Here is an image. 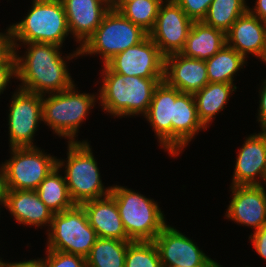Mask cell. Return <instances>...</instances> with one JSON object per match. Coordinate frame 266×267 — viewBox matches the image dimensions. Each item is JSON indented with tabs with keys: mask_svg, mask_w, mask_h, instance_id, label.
<instances>
[{
	"mask_svg": "<svg viewBox=\"0 0 266 267\" xmlns=\"http://www.w3.org/2000/svg\"><path fill=\"white\" fill-rule=\"evenodd\" d=\"M22 44L24 49L26 47V52L21 56L17 49ZM8 46L16 55V79L21 82L18 88L45 95L61 92L74 85L66 64L67 61L81 56V47L65 57L60 52V46L50 43H8Z\"/></svg>",
	"mask_w": 266,
	"mask_h": 267,
	"instance_id": "cell-1",
	"label": "cell"
},
{
	"mask_svg": "<svg viewBox=\"0 0 266 267\" xmlns=\"http://www.w3.org/2000/svg\"><path fill=\"white\" fill-rule=\"evenodd\" d=\"M101 70L102 85L98 100L102 110L113 117L145 116L155 88L164 78L124 76L113 72L106 64Z\"/></svg>",
	"mask_w": 266,
	"mask_h": 267,
	"instance_id": "cell-2",
	"label": "cell"
},
{
	"mask_svg": "<svg viewBox=\"0 0 266 267\" xmlns=\"http://www.w3.org/2000/svg\"><path fill=\"white\" fill-rule=\"evenodd\" d=\"M26 16L7 28L8 43H50L60 47L69 36L61 0H32Z\"/></svg>",
	"mask_w": 266,
	"mask_h": 267,
	"instance_id": "cell-3",
	"label": "cell"
},
{
	"mask_svg": "<svg viewBox=\"0 0 266 267\" xmlns=\"http://www.w3.org/2000/svg\"><path fill=\"white\" fill-rule=\"evenodd\" d=\"M91 147L87 140L68 142L66 160L57 159V167L65 170L64 177L69 195L78 205L105 197L112 190V186L103 185Z\"/></svg>",
	"mask_w": 266,
	"mask_h": 267,
	"instance_id": "cell-4",
	"label": "cell"
},
{
	"mask_svg": "<svg viewBox=\"0 0 266 267\" xmlns=\"http://www.w3.org/2000/svg\"><path fill=\"white\" fill-rule=\"evenodd\" d=\"M72 87L57 93L42 95L43 122L53 130V134L64 137L67 142L78 141L80 126L94 109L98 93H81ZM96 94V95H95Z\"/></svg>",
	"mask_w": 266,
	"mask_h": 267,
	"instance_id": "cell-5",
	"label": "cell"
},
{
	"mask_svg": "<svg viewBox=\"0 0 266 267\" xmlns=\"http://www.w3.org/2000/svg\"><path fill=\"white\" fill-rule=\"evenodd\" d=\"M114 197L127 236L132 241H153L167 225L157 201L127 186L112 185Z\"/></svg>",
	"mask_w": 266,
	"mask_h": 267,
	"instance_id": "cell-6",
	"label": "cell"
},
{
	"mask_svg": "<svg viewBox=\"0 0 266 267\" xmlns=\"http://www.w3.org/2000/svg\"><path fill=\"white\" fill-rule=\"evenodd\" d=\"M148 35L141 27L111 8L94 34L80 48V55H100L104 65L116 54L137 45Z\"/></svg>",
	"mask_w": 266,
	"mask_h": 267,
	"instance_id": "cell-7",
	"label": "cell"
},
{
	"mask_svg": "<svg viewBox=\"0 0 266 267\" xmlns=\"http://www.w3.org/2000/svg\"><path fill=\"white\" fill-rule=\"evenodd\" d=\"M47 249L87 257L96 240L95 229L89 224L82 205L53 215L47 229Z\"/></svg>",
	"mask_w": 266,
	"mask_h": 267,
	"instance_id": "cell-8",
	"label": "cell"
},
{
	"mask_svg": "<svg viewBox=\"0 0 266 267\" xmlns=\"http://www.w3.org/2000/svg\"><path fill=\"white\" fill-rule=\"evenodd\" d=\"M39 147L10 148V158L2 162L9 190H36L57 167V157Z\"/></svg>",
	"mask_w": 266,
	"mask_h": 267,
	"instance_id": "cell-9",
	"label": "cell"
},
{
	"mask_svg": "<svg viewBox=\"0 0 266 267\" xmlns=\"http://www.w3.org/2000/svg\"><path fill=\"white\" fill-rule=\"evenodd\" d=\"M8 113L9 147H36L34 136L42 117V95L17 87Z\"/></svg>",
	"mask_w": 266,
	"mask_h": 267,
	"instance_id": "cell-10",
	"label": "cell"
},
{
	"mask_svg": "<svg viewBox=\"0 0 266 267\" xmlns=\"http://www.w3.org/2000/svg\"><path fill=\"white\" fill-rule=\"evenodd\" d=\"M192 23L174 0H164L149 36L164 57L180 53L185 46Z\"/></svg>",
	"mask_w": 266,
	"mask_h": 267,
	"instance_id": "cell-11",
	"label": "cell"
},
{
	"mask_svg": "<svg viewBox=\"0 0 266 267\" xmlns=\"http://www.w3.org/2000/svg\"><path fill=\"white\" fill-rule=\"evenodd\" d=\"M106 65L124 76L164 78V56L149 35L137 45L116 54Z\"/></svg>",
	"mask_w": 266,
	"mask_h": 267,
	"instance_id": "cell-12",
	"label": "cell"
},
{
	"mask_svg": "<svg viewBox=\"0 0 266 267\" xmlns=\"http://www.w3.org/2000/svg\"><path fill=\"white\" fill-rule=\"evenodd\" d=\"M163 267H211L216 261L207 256L194 240L175 227L166 225L153 240Z\"/></svg>",
	"mask_w": 266,
	"mask_h": 267,
	"instance_id": "cell-13",
	"label": "cell"
},
{
	"mask_svg": "<svg viewBox=\"0 0 266 267\" xmlns=\"http://www.w3.org/2000/svg\"><path fill=\"white\" fill-rule=\"evenodd\" d=\"M232 199L225 217L254 231L266 225V189L262 185L230 186Z\"/></svg>",
	"mask_w": 266,
	"mask_h": 267,
	"instance_id": "cell-14",
	"label": "cell"
},
{
	"mask_svg": "<svg viewBox=\"0 0 266 267\" xmlns=\"http://www.w3.org/2000/svg\"><path fill=\"white\" fill-rule=\"evenodd\" d=\"M260 130L245 137L238 150L232 186L262 185L266 170V130Z\"/></svg>",
	"mask_w": 266,
	"mask_h": 267,
	"instance_id": "cell-15",
	"label": "cell"
},
{
	"mask_svg": "<svg viewBox=\"0 0 266 267\" xmlns=\"http://www.w3.org/2000/svg\"><path fill=\"white\" fill-rule=\"evenodd\" d=\"M70 35L82 47L94 34L111 6L104 0H61Z\"/></svg>",
	"mask_w": 266,
	"mask_h": 267,
	"instance_id": "cell-16",
	"label": "cell"
},
{
	"mask_svg": "<svg viewBox=\"0 0 266 267\" xmlns=\"http://www.w3.org/2000/svg\"><path fill=\"white\" fill-rule=\"evenodd\" d=\"M180 92L195 94L209 83L204 60L188 58L180 53L164 57V79Z\"/></svg>",
	"mask_w": 266,
	"mask_h": 267,
	"instance_id": "cell-17",
	"label": "cell"
},
{
	"mask_svg": "<svg viewBox=\"0 0 266 267\" xmlns=\"http://www.w3.org/2000/svg\"><path fill=\"white\" fill-rule=\"evenodd\" d=\"M181 92L168 86L164 81L155 88L148 112L144 116L150 123L164 151L172 157V122L173 103Z\"/></svg>",
	"mask_w": 266,
	"mask_h": 267,
	"instance_id": "cell-18",
	"label": "cell"
},
{
	"mask_svg": "<svg viewBox=\"0 0 266 267\" xmlns=\"http://www.w3.org/2000/svg\"><path fill=\"white\" fill-rule=\"evenodd\" d=\"M226 44L246 60L251 54L261 61L266 50V22L247 11L226 32Z\"/></svg>",
	"mask_w": 266,
	"mask_h": 267,
	"instance_id": "cell-19",
	"label": "cell"
},
{
	"mask_svg": "<svg viewBox=\"0 0 266 267\" xmlns=\"http://www.w3.org/2000/svg\"><path fill=\"white\" fill-rule=\"evenodd\" d=\"M172 157H177L202 129L193 94L181 92L173 103Z\"/></svg>",
	"mask_w": 266,
	"mask_h": 267,
	"instance_id": "cell-20",
	"label": "cell"
},
{
	"mask_svg": "<svg viewBox=\"0 0 266 267\" xmlns=\"http://www.w3.org/2000/svg\"><path fill=\"white\" fill-rule=\"evenodd\" d=\"M81 205L87 214L89 224L95 229L98 238L132 241L127 236L116 201L111 194L86 201Z\"/></svg>",
	"mask_w": 266,
	"mask_h": 267,
	"instance_id": "cell-21",
	"label": "cell"
},
{
	"mask_svg": "<svg viewBox=\"0 0 266 267\" xmlns=\"http://www.w3.org/2000/svg\"><path fill=\"white\" fill-rule=\"evenodd\" d=\"M6 210L18 224L50 228L53 212L41 201L36 190H9Z\"/></svg>",
	"mask_w": 266,
	"mask_h": 267,
	"instance_id": "cell-22",
	"label": "cell"
},
{
	"mask_svg": "<svg viewBox=\"0 0 266 267\" xmlns=\"http://www.w3.org/2000/svg\"><path fill=\"white\" fill-rule=\"evenodd\" d=\"M224 45H226L224 31L209 26L203 21H194L180 54L188 58L206 61Z\"/></svg>",
	"mask_w": 266,
	"mask_h": 267,
	"instance_id": "cell-23",
	"label": "cell"
},
{
	"mask_svg": "<svg viewBox=\"0 0 266 267\" xmlns=\"http://www.w3.org/2000/svg\"><path fill=\"white\" fill-rule=\"evenodd\" d=\"M236 90L235 84L208 83L194 94L199 120L206 128L211 126L215 116L224 110Z\"/></svg>",
	"mask_w": 266,
	"mask_h": 267,
	"instance_id": "cell-24",
	"label": "cell"
},
{
	"mask_svg": "<svg viewBox=\"0 0 266 267\" xmlns=\"http://www.w3.org/2000/svg\"><path fill=\"white\" fill-rule=\"evenodd\" d=\"M209 83L235 84L234 76L243 69L247 60L227 44L205 61Z\"/></svg>",
	"mask_w": 266,
	"mask_h": 267,
	"instance_id": "cell-25",
	"label": "cell"
},
{
	"mask_svg": "<svg viewBox=\"0 0 266 267\" xmlns=\"http://www.w3.org/2000/svg\"><path fill=\"white\" fill-rule=\"evenodd\" d=\"M60 171L62 170L56 167L36 189L41 201L53 214L63 212L75 205L69 195L65 177L60 174Z\"/></svg>",
	"mask_w": 266,
	"mask_h": 267,
	"instance_id": "cell-26",
	"label": "cell"
},
{
	"mask_svg": "<svg viewBox=\"0 0 266 267\" xmlns=\"http://www.w3.org/2000/svg\"><path fill=\"white\" fill-rule=\"evenodd\" d=\"M114 238H98L87 255V267H124L128 244Z\"/></svg>",
	"mask_w": 266,
	"mask_h": 267,
	"instance_id": "cell-27",
	"label": "cell"
},
{
	"mask_svg": "<svg viewBox=\"0 0 266 267\" xmlns=\"http://www.w3.org/2000/svg\"><path fill=\"white\" fill-rule=\"evenodd\" d=\"M247 0H213L205 18V24L225 33L232 24L248 11Z\"/></svg>",
	"mask_w": 266,
	"mask_h": 267,
	"instance_id": "cell-28",
	"label": "cell"
},
{
	"mask_svg": "<svg viewBox=\"0 0 266 267\" xmlns=\"http://www.w3.org/2000/svg\"><path fill=\"white\" fill-rule=\"evenodd\" d=\"M163 2L164 0H134L125 3L118 11L149 34L155 26Z\"/></svg>",
	"mask_w": 266,
	"mask_h": 267,
	"instance_id": "cell-29",
	"label": "cell"
},
{
	"mask_svg": "<svg viewBox=\"0 0 266 267\" xmlns=\"http://www.w3.org/2000/svg\"><path fill=\"white\" fill-rule=\"evenodd\" d=\"M124 267H163L153 241H131L128 244Z\"/></svg>",
	"mask_w": 266,
	"mask_h": 267,
	"instance_id": "cell-30",
	"label": "cell"
},
{
	"mask_svg": "<svg viewBox=\"0 0 266 267\" xmlns=\"http://www.w3.org/2000/svg\"><path fill=\"white\" fill-rule=\"evenodd\" d=\"M44 267H87L82 256L46 249L44 258H37Z\"/></svg>",
	"mask_w": 266,
	"mask_h": 267,
	"instance_id": "cell-31",
	"label": "cell"
},
{
	"mask_svg": "<svg viewBox=\"0 0 266 267\" xmlns=\"http://www.w3.org/2000/svg\"><path fill=\"white\" fill-rule=\"evenodd\" d=\"M11 78H17L16 55L11 47H7L0 54V95L6 90Z\"/></svg>",
	"mask_w": 266,
	"mask_h": 267,
	"instance_id": "cell-32",
	"label": "cell"
},
{
	"mask_svg": "<svg viewBox=\"0 0 266 267\" xmlns=\"http://www.w3.org/2000/svg\"><path fill=\"white\" fill-rule=\"evenodd\" d=\"M187 16L194 21H202L213 0H174Z\"/></svg>",
	"mask_w": 266,
	"mask_h": 267,
	"instance_id": "cell-33",
	"label": "cell"
},
{
	"mask_svg": "<svg viewBox=\"0 0 266 267\" xmlns=\"http://www.w3.org/2000/svg\"><path fill=\"white\" fill-rule=\"evenodd\" d=\"M257 254L266 261V225L249 235Z\"/></svg>",
	"mask_w": 266,
	"mask_h": 267,
	"instance_id": "cell-34",
	"label": "cell"
},
{
	"mask_svg": "<svg viewBox=\"0 0 266 267\" xmlns=\"http://www.w3.org/2000/svg\"><path fill=\"white\" fill-rule=\"evenodd\" d=\"M259 108L257 121L259 123V127L263 130H266V79L263 80L261 86L259 88Z\"/></svg>",
	"mask_w": 266,
	"mask_h": 267,
	"instance_id": "cell-35",
	"label": "cell"
},
{
	"mask_svg": "<svg viewBox=\"0 0 266 267\" xmlns=\"http://www.w3.org/2000/svg\"><path fill=\"white\" fill-rule=\"evenodd\" d=\"M8 184L4 168L0 164V205L5 207L8 197ZM1 209V207H0Z\"/></svg>",
	"mask_w": 266,
	"mask_h": 267,
	"instance_id": "cell-36",
	"label": "cell"
},
{
	"mask_svg": "<svg viewBox=\"0 0 266 267\" xmlns=\"http://www.w3.org/2000/svg\"><path fill=\"white\" fill-rule=\"evenodd\" d=\"M254 7H248V11L259 18L261 21L266 22V0H256L254 1Z\"/></svg>",
	"mask_w": 266,
	"mask_h": 267,
	"instance_id": "cell-37",
	"label": "cell"
},
{
	"mask_svg": "<svg viewBox=\"0 0 266 267\" xmlns=\"http://www.w3.org/2000/svg\"><path fill=\"white\" fill-rule=\"evenodd\" d=\"M7 267H44L38 259L8 262Z\"/></svg>",
	"mask_w": 266,
	"mask_h": 267,
	"instance_id": "cell-38",
	"label": "cell"
},
{
	"mask_svg": "<svg viewBox=\"0 0 266 267\" xmlns=\"http://www.w3.org/2000/svg\"><path fill=\"white\" fill-rule=\"evenodd\" d=\"M8 47L7 27L6 32H0V54Z\"/></svg>",
	"mask_w": 266,
	"mask_h": 267,
	"instance_id": "cell-39",
	"label": "cell"
},
{
	"mask_svg": "<svg viewBox=\"0 0 266 267\" xmlns=\"http://www.w3.org/2000/svg\"><path fill=\"white\" fill-rule=\"evenodd\" d=\"M131 1H134V0H116L111 5V8L118 11L125 3L131 2Z\"/></svg>",
	"mask_w": 266,
	"mask_h": 267,
	"instance_id": "cell-40",
	"label": "cell"
},
{
	"mask_svg": "<svg viewBox=\"0 0 266 267\" xmlns=\"http://www.w3.org/2000/svg\"><path fill=\"white\" fill-rule=\"evenodd\" d=\"M8 262L2 260V258L0 257V267H7Z\"/></svg>",
	"mask_w": 266,
	"mask_h": 267,
	"instance_id": "cell-41",
	"label": "cell"
},
{
	"mask_svg": "<svg viewBox=\"0 0 266 267\" xmlns=\"http://www.w3.org/2000/svg\"><path fill=\"white\" fill-rule=\"evenodd\" d=\"M263 182L262 183V186H266V170H265V173H264V176H263Z\"/></svg>",
	"mask_w": 266,
	"mask_h": 267,
	"instance_id": "cell-42",
	"label": "cell"
},
{
	"mask_svg": "<svg viewBox=\"0 0 266 267\" xmlns=\"http://www.w3.org/2000/svg\"><path fill=\"white\" fill-rule=\"evenodd\" d=\"M211 267H223L222 265H220L219 263L215 262ZM249 267V266H246Z\"/></svg>",
	"mask_w": 266,
	"mask_h": 267,
	"instance_id": "cell-43",
	"label": "cell"
},
{
	"mask_svg": "<svg viewBox=\"0 0 266 267\" xmlns=\"http://www.w3.org/2000/svg\"><path fill=\"white\" fill-rule=\"evenodd\" d=\"M261 61H262V63L266 64V50H265L264 56H263Z\"/></svg>",
	"mask_w": 266,
	"mask_h": 267,
	"instance_id": "cell-44",
	"label": "cell"
},
{
	"mask_svg": "<svg viewBox=\"0 0 266 267\" xmlns=\"http://www.w3.org/2000/svg\"><path fill=\"white\" fill-rule=\"evenodd\" d=\"M104 1H106L111 6L116 0H104Z\"/></svg>",
	"mask_w": 266,
	"mask_h": 267,
	"instance_id": "cell-45",
	"label": "cell"
},
{
	"mask_svg": "<svg viewBox=\"0 0 266 267\" xmlns=\"http://www.w3.org/2000/svg\"><path fill=\"white\" fill-rule=\"evenodd\" d=\"M172 267H184V266H182V265H176V266H172Z\"/></svg>",
	"mask_w": 266,
	"mask_h": 267,
	"instance_id": "cell-46",
	"label": "cell"
}]
</instances>
